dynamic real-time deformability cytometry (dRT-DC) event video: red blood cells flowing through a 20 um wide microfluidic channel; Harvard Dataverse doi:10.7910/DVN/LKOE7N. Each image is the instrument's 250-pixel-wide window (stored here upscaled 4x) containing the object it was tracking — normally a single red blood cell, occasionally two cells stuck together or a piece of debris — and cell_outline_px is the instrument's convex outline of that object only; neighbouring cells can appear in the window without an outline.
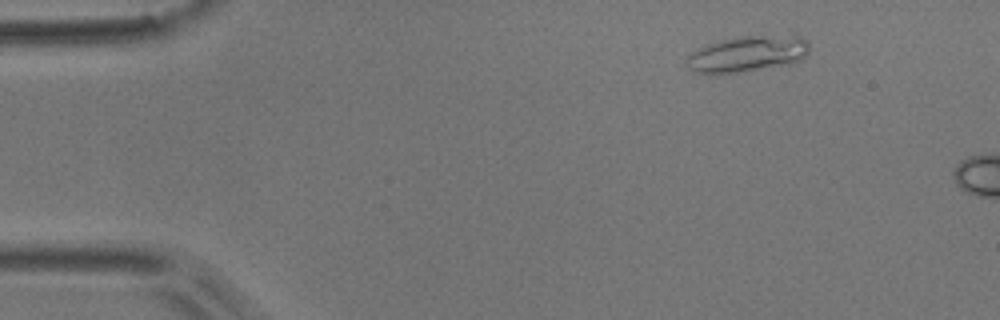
{"species": "common noctule bat (a hibernating species)", "species_latin": "Nyctalus noctula", "temperature_condition": "room temperature", "stored_images_in_passage": 3, "camera_frame_rate_fps": 3000, "um_per_image_px": 0.085, "animal": {"sex": "male", "body_mass_g": 17.9}, "frame": {"image": 1, "passage_image": 1, "time_ms": 0.0, "image_size_px": [1000, 320], "cell_outline_px": [[808, 52], [800, 60], [788, 64], [744, 72], [696, 72], [688, 68], [684, 64], [688, 56], [692, 52], [708, 44], [720, 40], [740, 36], [792, 32], [796, 32], [808, 44]], "centroid_in_image_um": [63.61, 4.52], "position_along_channel_um": 21.4, "area_um2": 26.18}}